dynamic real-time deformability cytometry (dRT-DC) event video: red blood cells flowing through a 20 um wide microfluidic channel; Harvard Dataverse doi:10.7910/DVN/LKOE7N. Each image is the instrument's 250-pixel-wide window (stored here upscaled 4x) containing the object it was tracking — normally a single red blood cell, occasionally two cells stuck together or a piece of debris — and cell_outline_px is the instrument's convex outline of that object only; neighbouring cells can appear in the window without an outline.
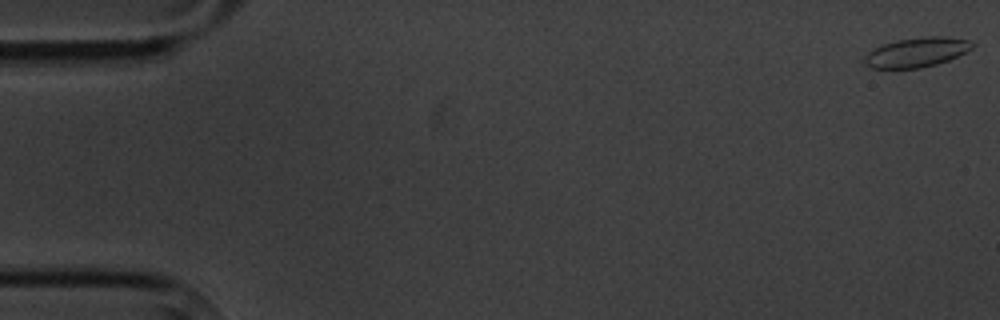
{"species": "common noctule bat (a hibernating species)", "species_latin": "Nyctalus noctula", "temperature_condition": "cold", "stored_images_in_passage": 4, "camera_frame_rate_fps": 3000, "um_per_image_px": 0.085, "animal": {"sex": "male", "body_mass_g": 20.1, "forearm_length_mm": 53.5}, "frame": {"image": 1, "passage_image": 1, "time_ms": 0.0, "image_size_px": [1000, 320], "cell_outline_px": [[976, 44], [972, 48], [948, 60], [936, 64], [920, 68], [872, 68], [864, 64], [864, 56], [868, 52], [884, 44], [896, 40], [928, 36], [944, 36], [972, 40]], "centroid_in_image_um": [77.93, 4.43], "position_along_channel_um": 7.1, "area_um2": 18.5}}